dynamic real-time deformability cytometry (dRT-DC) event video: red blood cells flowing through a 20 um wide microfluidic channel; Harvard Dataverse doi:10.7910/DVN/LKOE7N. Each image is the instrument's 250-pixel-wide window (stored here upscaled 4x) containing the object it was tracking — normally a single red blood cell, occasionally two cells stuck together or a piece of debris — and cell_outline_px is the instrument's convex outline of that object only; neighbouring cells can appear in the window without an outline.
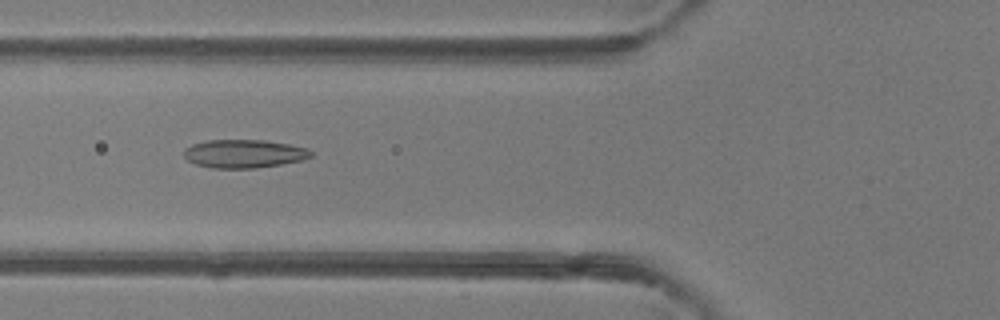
{"species": "common noctule bat (a hibernating species)", "species_latin": "Nyctalus noctula", "temperature_condition": "room temperature", "stored_images_in_passage": 49, "camera_frame_rate_fps": 3000, "um_per_image_px": 0.085, "animal": {"sex": "female"}, "frame": {"image": 1, "passage_image": 19, "time_ms": 6.0, "image_size_px": [1000, 320], "cell_outline_px": [[312, 156], [304, 160], [256, 168], [212, 168], [196, 164], [188, 160], [184, 156], [184, 148], [192, 144], [208, 140], [264, 140], [288, 144], [308, 148], [312, 152]], "centroid_in_image_um": [20.74, 13.06], "position_along_channel_um": 105.1, "area_um2": 20.98}}
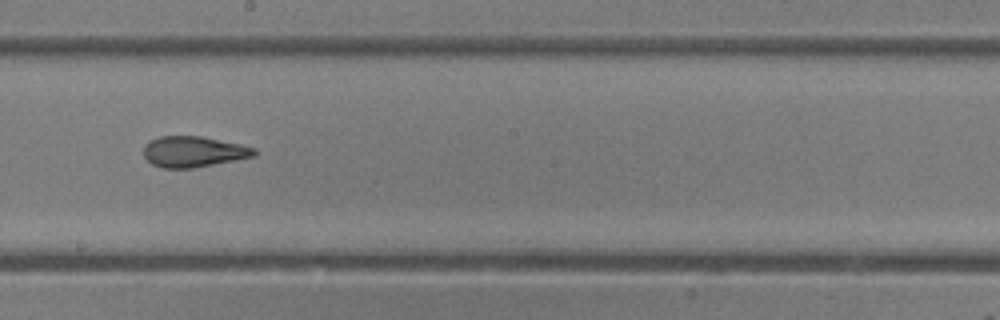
{"frame": {"image": 2, "passage_image": 28, "time_ms": 9.0, "image_size_px": [1000, 320], "cell_outline_px": [[256, 156], [192, 168], [164, 168], [152, 164], [144, 156], [144, 144], [160, 136], [200, 136], [240, 144], [256, 148]], "centroid_in_image_um": [16.45, 12.89], "position_along_channel_um": 231.8, "area_um2": 19.71}}
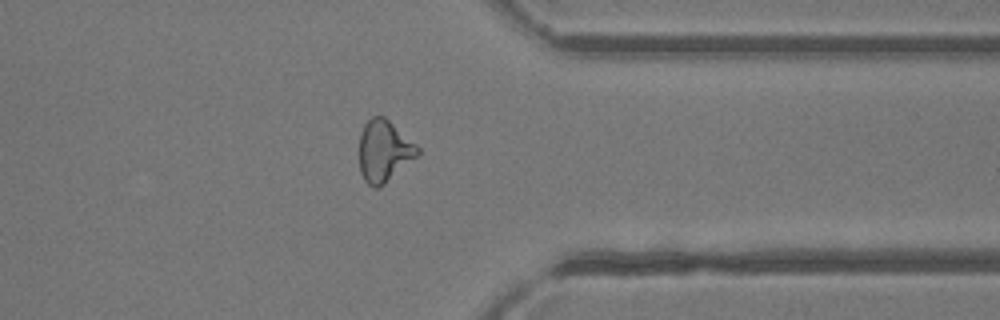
{"frame": {"image": 3, "passage_image": 39, "time_ms": 12.667, "image_size_px": [1000, 320], "cell_outline_px": [[420, 156], [384, 184], [376, 188], [372, 188], [364, 180], [360, 172], [360, 132], [364, 124], [372, 116], [384, 116], [416, 144], [420, 148]], "centroid_in_image_um": [32.67, 12.85], "position_along_channel_um": 378.7, "area_um2": 21.15}, "authors_computed_cell_mechanics": {"area_um2": 21.1548, "velocity_mm_per_s": 4.2081, "shape_relaxation_time_tau1_ms": 9.8245, "shape_relaxation_time_tau2_ms": 2.0218, "deformation_change_tau1": 0.2402, "deformation_change_tau2": 0.098}}